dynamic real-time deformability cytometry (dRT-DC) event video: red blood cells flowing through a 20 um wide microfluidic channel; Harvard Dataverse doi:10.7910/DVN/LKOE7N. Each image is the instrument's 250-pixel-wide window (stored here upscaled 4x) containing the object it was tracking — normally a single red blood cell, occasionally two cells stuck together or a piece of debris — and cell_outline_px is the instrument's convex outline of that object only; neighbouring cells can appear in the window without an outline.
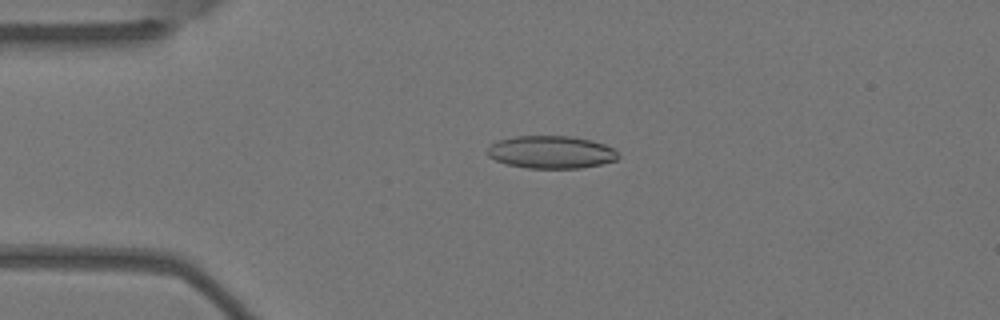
{"species": "Egyptian fruit bat (a non-hibernating species)", "species_latin": "Rousettus aegyptiacus", "temperature_condition": "warm", "stored_images_in_passage": 5, "camera_frame_rate_fps": 3000, "um_per_image_px": 0.085, "animal": {"sex": "female"}, "frame": {"image": 1, "passage_image": 3, "time_ms": 0.667, "image_size_px": [1000, 320], "cell_outline_px": [[620, 156], [616, 160], [600, 164], [580, 168], [528, 168], [508, 164], [496, 160], [488, 156], [488, 148], [496, 140], [516, 136], [572, 136], [592, 140], [604, 144], [612, 148]], "centroid_in_image_um": [46.85, 12.92], "position_along_channel_um": 38.2, "area_um2": 24.8}}
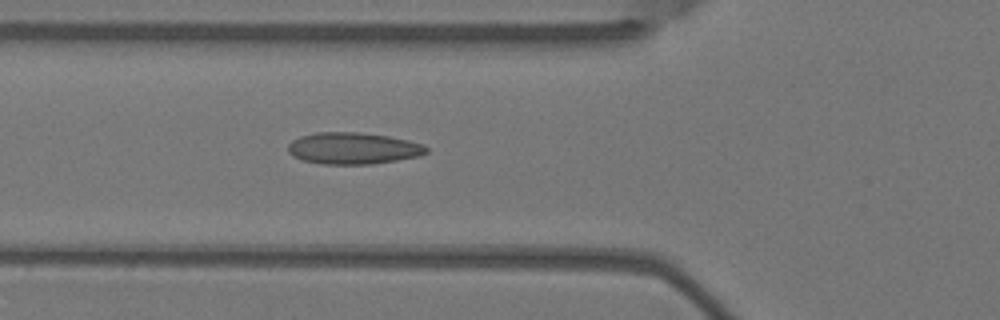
{"frame": {"image": 2, "passage_image": 5, "time_ms": 1.333, "image_size_px": [1000, 320], "cell_outline_px": [[428, 152], [420, 156], [372, 164], [320, 164], [304, 160], [292, 156], [288, 152], [288, 144], [292, 140], [300, 136], [316, 132], [360, 132], [388, 136], [408, 140], [424, 144], [428, 148]], "centroid_in_image_um": [30.01, 12.6], "position_along_channel_um": 95.8, "area_um2": 25.66}}